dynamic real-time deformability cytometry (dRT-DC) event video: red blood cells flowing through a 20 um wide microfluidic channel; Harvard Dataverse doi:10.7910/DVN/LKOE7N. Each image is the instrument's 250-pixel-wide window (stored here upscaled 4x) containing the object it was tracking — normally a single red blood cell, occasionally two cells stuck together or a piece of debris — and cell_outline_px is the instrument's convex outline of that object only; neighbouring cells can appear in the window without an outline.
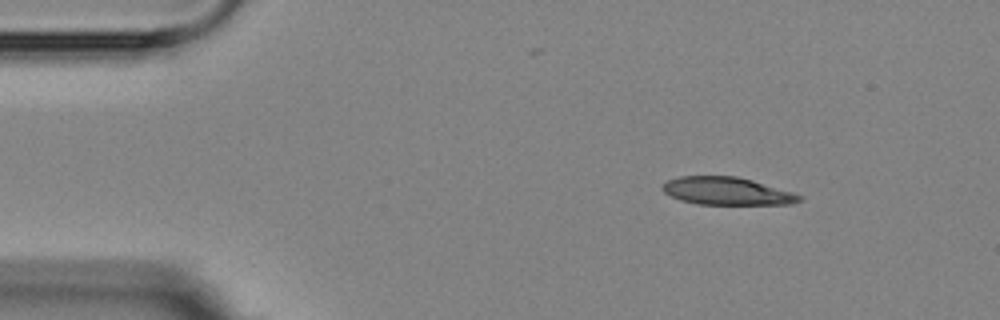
{"species": "Egyptian fruit bat (a non-hibernating species)", "species_latin": "Rousettus aegyptiacus", "temperature_condition": "room temperature", "stored_images_in_passage": 4, "camera_frame_rate_fps": 3000, "um_per_image_px": 0.085, "animal": {"sex": "female"}, "frame": {"image": 1, "passage_image": 1, "time_ms": 0.0, "image_size_px": [1000, 320], "cell_outline_px": [[804, 200], [792, 204], [696, 204], [680, 200], [664, 192], [660, 188], [668, 180], [680, 176], [736, 176], [752, 180], [792, 192], [804, 196]], "centroid_in_image_um": [61.81, 16.25], "position_along_channel_um": 23.2, "area_um2": 22.08}}
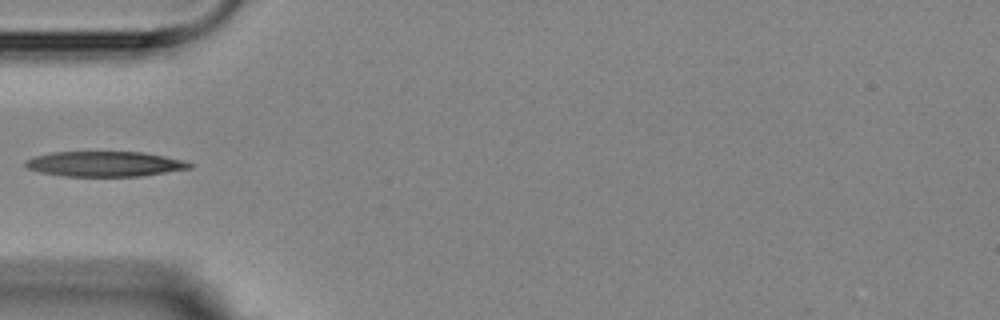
{"frame": {"image": 2, "passage_image": 3, "time_ms": 3.333, "image_size_px": [1000, 320], "cell_outline_px": [[196, 164], [192, 168], [140, 176], [64, 176], [40, 172], [28, 168], [24, 164], [24, 160], [32, 156], [52, 152], [144, 152], [184, 160]], "centroid_in_image_um": [8.91, 13.93], "position_along_channel_um": 76.1, "area_um2": 24.22}}
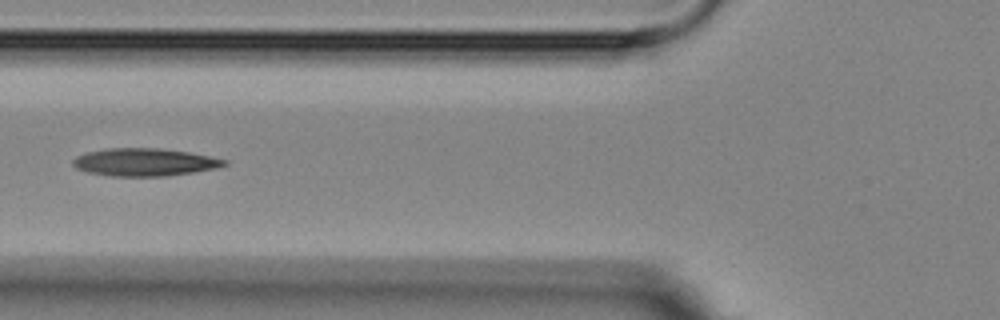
{"frame": {"image": 3, "passage_image": 4, "time_ms": 4.333, "image_size_px": [1000, 320], "cell_outline_px": [[228, 164], [216, 168], [192, 172], [164, 176], [112, 176], [88, 172], [76, 168], [72, 164], [72, 160], [76, 156], [88, 152], [108, 148], [160, 148], [188, 152], [228, 160]], "centroid_in_image_um": [12.27, 13.78], "position_along_channel_um": 113.5, "area_um2": 24.28}}